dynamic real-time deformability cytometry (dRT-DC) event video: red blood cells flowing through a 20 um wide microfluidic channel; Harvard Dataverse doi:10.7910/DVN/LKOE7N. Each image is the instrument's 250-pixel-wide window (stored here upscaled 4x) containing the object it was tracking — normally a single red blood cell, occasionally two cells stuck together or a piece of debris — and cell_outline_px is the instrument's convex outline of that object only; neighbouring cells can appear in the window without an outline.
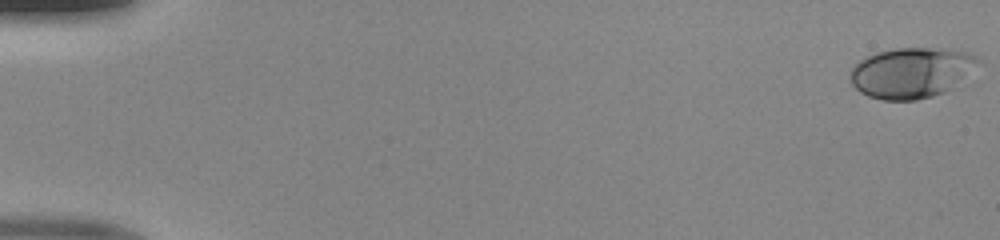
{"species": "human", "species_latin": "Homo sapiens", "temperature_condition": "room temperature", "stored_images_in_passage": 50, "camera_frame_rate_fps": 3000, "um_per_image_px": 0.085, "donor": {"sex": "male"}, "frame": {"image": 1, "passage_image": 1, "time_ms": 0.0, "image_size_px": [1000, 240], "cell_outline_px": [[980, 60], [964, 88], [916, 100], [880, 100], [868, 96], [860, 92], [852, 84], [848, 76], [852, 68], [860, 60], [876, 52], [892, 48], [940, 48], [968, 52], [976, 56]], "centroid_in_image_um": [77.57, 6.2], "position_along_channel_um": 7.4, "area_um2": 38.9}}
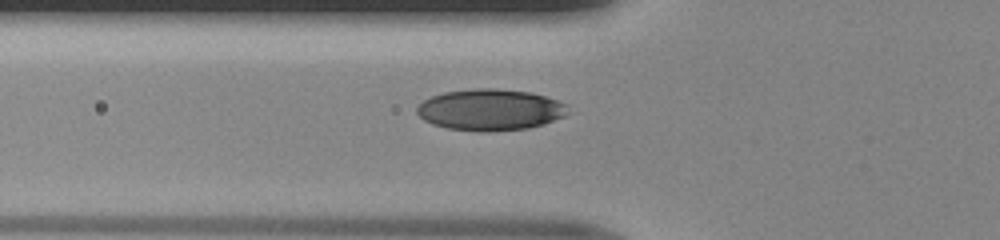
{"frame": {"image": 2, "passage_image": 19, "time_ms": 6.0, "image_size_px": [1000, 240], "cell_outline_px": [[568, 112], [564, 116], [544, 124], [528, 128], [488, 132], [480, 132], [448, 128], [432, 124], [424, 120], [416, 112], [416, 108], [424, 100], [432, 96], [444, 92], [472, 88], [496, 88], [528, 92], [544, 96], [568, 104]], "centroid_in_image_um": [41.66, 9.33], "position_along_channel_um": 84.1, "area_um2": 36.47}}
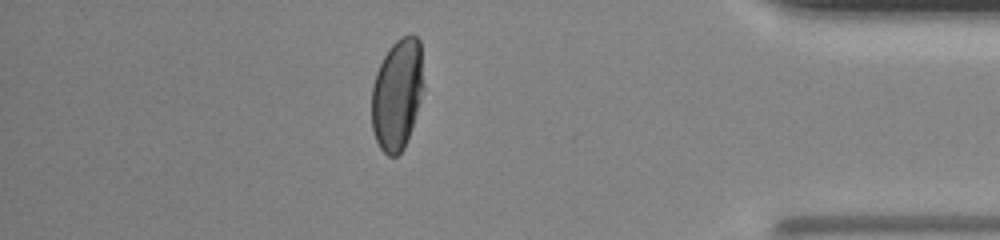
{"frame": {"image": 3, "passage_image": 44, "time_ms": 14.333, "image_size_px": [1000, 240], "cell_outline_px": [[424, 88], [404, 148], [396, 156], [388, 156], [380, 148], [376, 140], [372, 128], [372, 88], [376, 72], [388, 48], [400, 36], [412, 32], [420, 40], [424, 84]], "centroid_in_image_um": [33.77, 7.95], "position_along_channel_um": 401.4, "area_um2": 33.7}}